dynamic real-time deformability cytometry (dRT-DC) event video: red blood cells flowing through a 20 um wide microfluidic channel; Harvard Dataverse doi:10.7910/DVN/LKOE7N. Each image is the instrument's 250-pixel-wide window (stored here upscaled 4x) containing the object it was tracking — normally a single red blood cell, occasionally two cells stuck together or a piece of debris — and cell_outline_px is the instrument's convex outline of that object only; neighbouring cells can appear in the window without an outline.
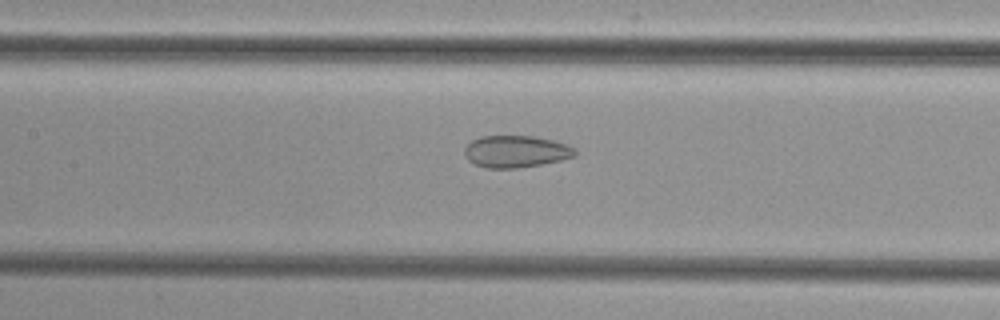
{"species": "common noctule bat (a hibernating species)", "species_latin": "Nyctalus noctula", "temperature_condition": "cold", "stored_images_in_passage": 43, "camera_frame_rate_fps": 3000, "um_per_image_px": 0.085, "animal": {"sex": "female", "body_mass_g": 29.2, "forearm_length_mm": 56.3}, "frame": {"image": 1, "passage_image": 15, "time_ms": 4.667, "image_size_px": [1000, 320], "cell_outline_px": [[576, 156], [560, 160], [540, 164], [516, 168], [484, 168], [468, 160], [464, 156], [464, 148], [472, 140], [480, 136], [536, 136], [568, 144], [576, 148]], "centroid_in_image_um": [43.85, 12.87], "position_along_channel_um": 163.5, "area_um2": 20.69}}
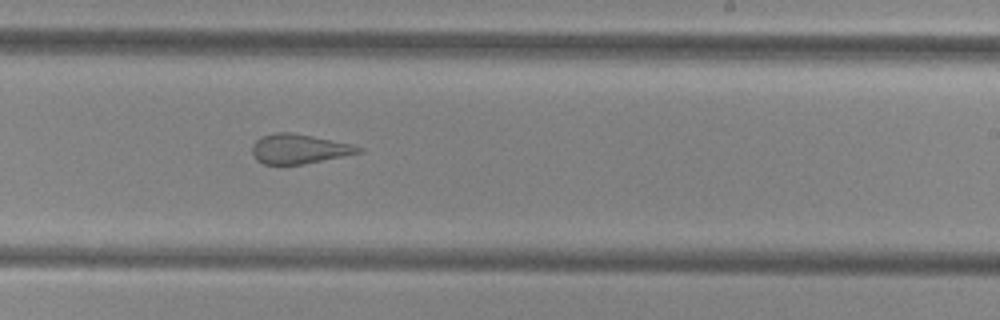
{"frame": {"image": 2, "passage_image": 22, "time_ms": 7.0, "image_size_px": [1000, 320], "cell_outline_px": [[364, 152], [304, 164], [264, 164], [256, 160], [252, 152], [252, 144], [256, 140], [264, 136], [276, 132], [292, 132], [352, 144], [364, 148]], "centroid_in_image_um": [25.44, 12.66], "position_along_channel_um": 263.6, "area_um2": 18.32}}
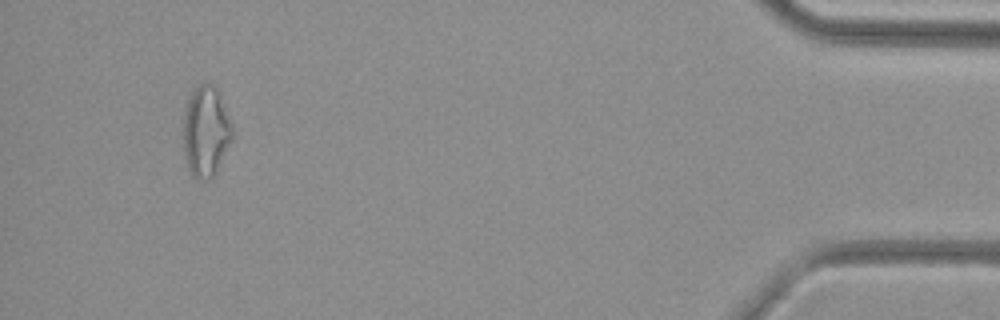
{"frame": {"image": 3, "passage_image": 39, "time_ms": 12.667, "image_size_px": [1000, 320], "cell_outline_px": [[232, 140], [216, 172], [208, 180], [196, 180], [192, 176], [188, 168], [184, 156], [184, 116], [188, 96], [200, 84], [212, 84], [216, 88], [232, 124]], "centroid_in_image_um": [17.49, 11.21], "position_along_channel_um": 417.7, "area_um2": 25.72}}